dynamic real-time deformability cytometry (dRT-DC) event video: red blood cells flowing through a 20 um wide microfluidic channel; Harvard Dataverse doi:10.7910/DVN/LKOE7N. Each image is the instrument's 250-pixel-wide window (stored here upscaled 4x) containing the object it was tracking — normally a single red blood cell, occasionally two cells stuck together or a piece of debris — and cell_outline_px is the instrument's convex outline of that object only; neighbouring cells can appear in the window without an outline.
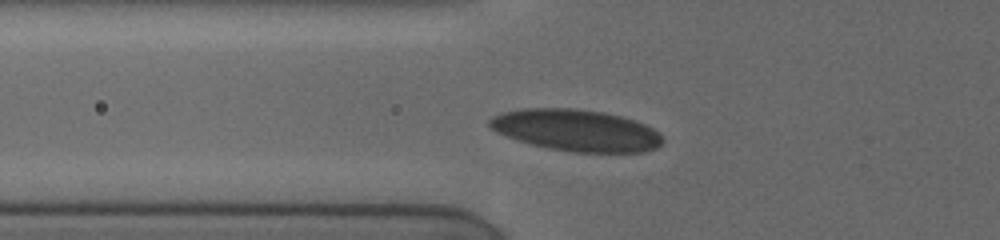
{"species": "human", "species_latin": "Homo sapiens", "temperature_condition": "cold", "stored_images_in_passage": 24, "camera_frame_rate_fps": 3000, "um_per_image_px": 0.085, "donor": {"sex": "female"}, "frame": {"image": 1, "passage_image": 20, "time_ms": 4.0, "image_size_px": [1000, 240], "cell_outline_px": [[664, 140], [656, 148], [644, 152], [572, 152], [548, 148], [516, 140], [496, 132], [488, 128], [488, 120], [492, 116], [500, 112], [520, 108], [572, 108], [604, 112], [620, 116], [644, 124], [652, 128]], "centroid_in_image_um": [48.9, 11.07], "position_along_channel_um": 76.9, "area_um2": 42.08}}
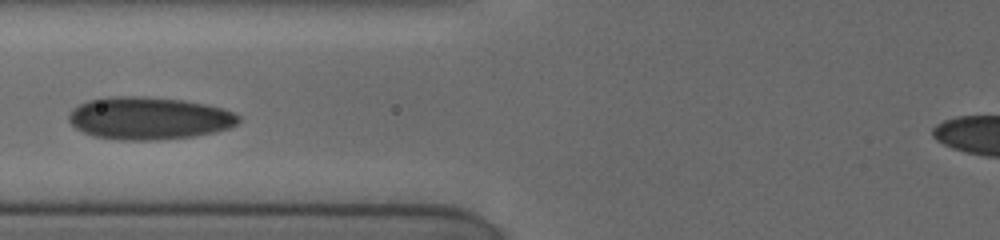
{"frame": {"image": 2, "passage_image": 22, "time_ms": 5.0, "image_size_px": [1000, 240], "cell_outline_px": [[240, 120], [236, 124], [228, 128], [212, 132], [192, 136], [156, 140], [120, 140], [92, 136], [76, 128], [68, 120], [68, 116], [72, 108], [88, 100], [100, 96], [144, 96], [184, 100], [204, 104], [220, 108], [232, 112], [240, 116]], "centroid_in_image_um": [12.6, 10.04], "position_along_channel_um": 113.2, "area_um2": 42.14}}